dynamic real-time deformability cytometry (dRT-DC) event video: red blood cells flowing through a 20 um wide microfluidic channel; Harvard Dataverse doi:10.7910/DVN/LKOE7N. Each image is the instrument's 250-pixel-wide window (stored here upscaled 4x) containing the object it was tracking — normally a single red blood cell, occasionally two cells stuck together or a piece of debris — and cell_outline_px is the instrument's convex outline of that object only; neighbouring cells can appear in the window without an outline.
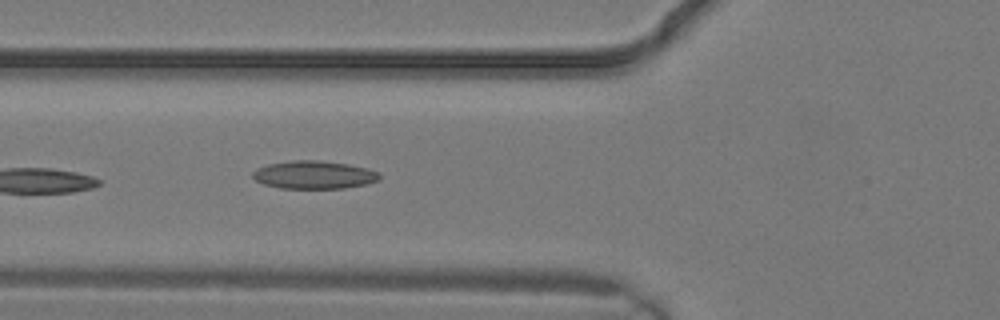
{"species": "common noctule bat (a hibernating species)", "species_latin": "Nyctalus noctula", "temperature_condition": "warm", "stored_images_in_passage": 4, "camera_frame_rate_fps": 3000, "um_per_image_px": 0.085, "animal": {"sex": "male", "body_mass_g": 19.2, "forearm_length_mm": 51.8}, "frame": {"image": 1, "passage_image": 4, "time_ms": 1.0, "image_size_px": [1000, 320], "cell_outline_px": [[380, 180], [364, 184], [344, 188], [280, 188], [264, 184], [256, 180], [252, 176], [252, 172], [256, 168], [268, 164], [292, 160], [320, 160], [348, 164], [368, 168], [380, 172]], "centroid_in_image_um": [26.7, 14.85], "position_along_channel_um": 99.1, "area_um2": 20.75}}